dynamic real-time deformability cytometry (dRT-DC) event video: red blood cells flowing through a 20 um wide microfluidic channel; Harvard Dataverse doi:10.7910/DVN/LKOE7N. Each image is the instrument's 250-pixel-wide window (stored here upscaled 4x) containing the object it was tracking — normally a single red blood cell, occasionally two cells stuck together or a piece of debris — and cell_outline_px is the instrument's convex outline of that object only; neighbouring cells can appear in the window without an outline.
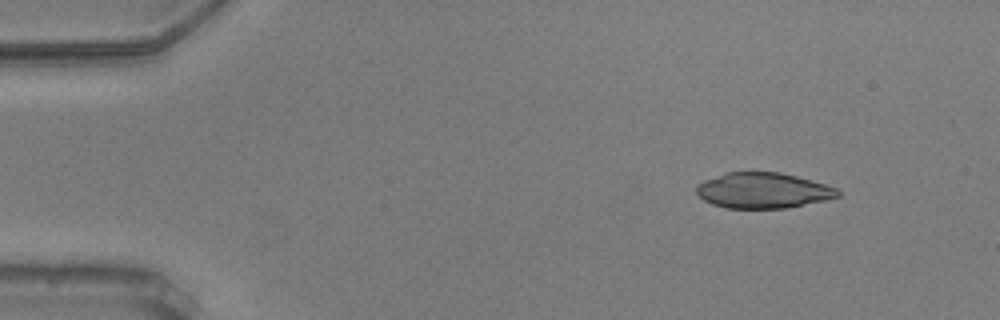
{"species": "common noctule bat (a hibernating species)", "species_latin": "Nyctalus noctula", "temperature_condition": "warm", "stored_images_in_passage": 16, "camera_frame_rate_fps": 3000, "um_per_image_px": 0.085, "animal": {"sex": "male", "body_mass_g": 20.5, "forearm_length_mm": 52.5}, "frame": {"image": 1, "passage_image": 5, "time_ms": 1.333, "image_size_px": [1000, 320], "cell_outline_px": [[840, 196], [828, 200], [788, 208], [728, 208], [712, 204], [704, 200], [696, 192], [696, 184], [704, 180], [728, 172], [780, 172], [796, 176], [824, 184], [836, 188], [840, 192]], "centroid_in_image_um": [64.87, 16.2], "position_along_channel_um": 20.1, "area_um2": 29.3}}